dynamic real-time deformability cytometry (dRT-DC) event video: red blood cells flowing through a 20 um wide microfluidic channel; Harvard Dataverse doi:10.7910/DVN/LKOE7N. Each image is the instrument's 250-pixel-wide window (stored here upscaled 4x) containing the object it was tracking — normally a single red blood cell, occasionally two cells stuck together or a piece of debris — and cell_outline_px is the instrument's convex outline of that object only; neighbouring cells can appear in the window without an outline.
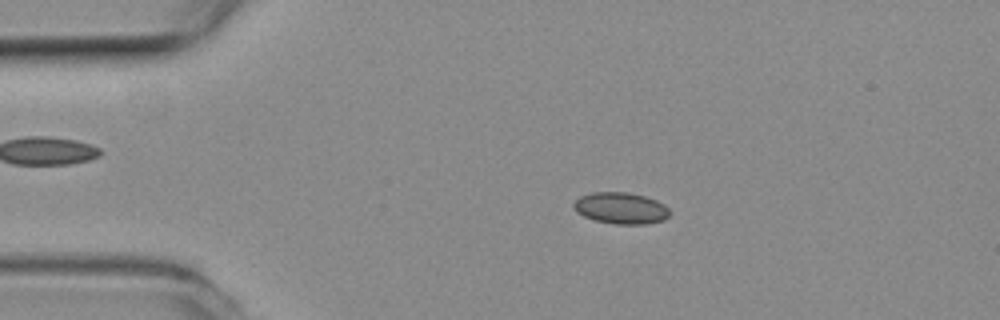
{"species": "common noctule bat (a hibernating species)", "species_latin": "Nyctalus noctula", "temperature_condition": "room temperature", "stored_images_in_passage": 54, "camera_frame_rate_fps": 3000, "um_per_image_px": 0.085, "animal": {"sex": "female", "body_mass_g": 19.3, "forearm_length_mm": 54.1}, "frame": {"image": 1, "passage_image": 10, "time_ms": 3.0, "image_size_px": [1000, 320], "cell_outline_px": [[668, 216], [664, 220], [648, 224], [616, 224], [596, 220], [584, 216], [576, 212], [572, 204], [580, 196], [592, 192], [624, 192], [644, 196], [656, 200], [664, 204], [668, 208]], "centroid_in_image_um": [52.76, 17.69], "position_along_channel_um": 32.2, "area_um2": 17.51}}
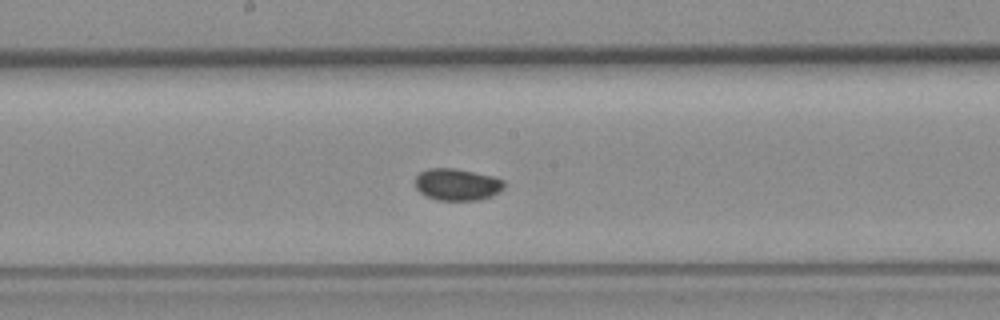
{"frame": {"image": 2, "passage_image": 28, "time_ms": 9.0, "image_size_px": [1000, 320], "cell_outline_px": [[504, 188], [500, 192], [492, 196], [480, 200], [436, 200], [420, 192], [416, 188], [416, 176], [420, 172], [428, 168], [456, 168], [492, 176], [504, 180]], "centroid_in_image_um": [38.87, 15.68], "position_along_channel_um": 209.3, "area_um2": 16.59}}
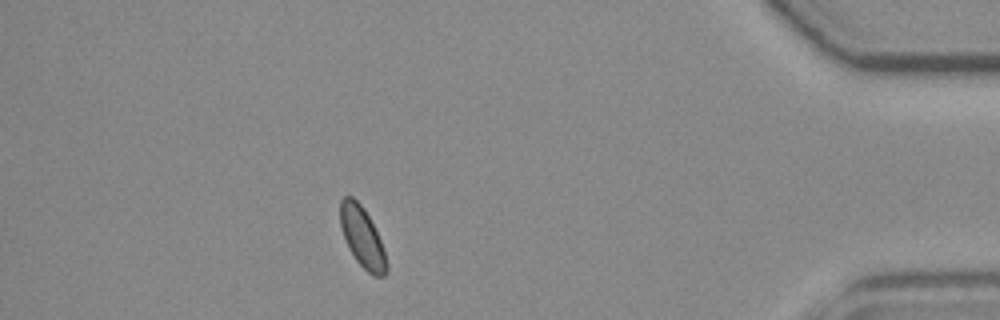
{"frame": {"image": 3, "passage_image": 48, "time_ms": 15.667, "image_size_px": [1000, 320], "cell_outline_px": [[388, 272], [384, 276], [372, 276], [356, 260], [344, 236], [340, 224], [340, 200], [344, 196], [352, 196], [364, 208], [380, 240], [388, 264]], "centroid_in_image_um": [30.8, 20.17], "position_along_channel_um": 404.4, "area_um2": 15.95}, "authors_computed_cell_mechanics": {"area_um2": 16.6175, "velocity_mm_per_s": 3.7139, "shape_relaxation_time_tau1_ms": null, "shape_relaxation_time_tau2_ms": 5.03, "deformation_change_tau1": null, "deformation_change_tau2": 0.0481}}